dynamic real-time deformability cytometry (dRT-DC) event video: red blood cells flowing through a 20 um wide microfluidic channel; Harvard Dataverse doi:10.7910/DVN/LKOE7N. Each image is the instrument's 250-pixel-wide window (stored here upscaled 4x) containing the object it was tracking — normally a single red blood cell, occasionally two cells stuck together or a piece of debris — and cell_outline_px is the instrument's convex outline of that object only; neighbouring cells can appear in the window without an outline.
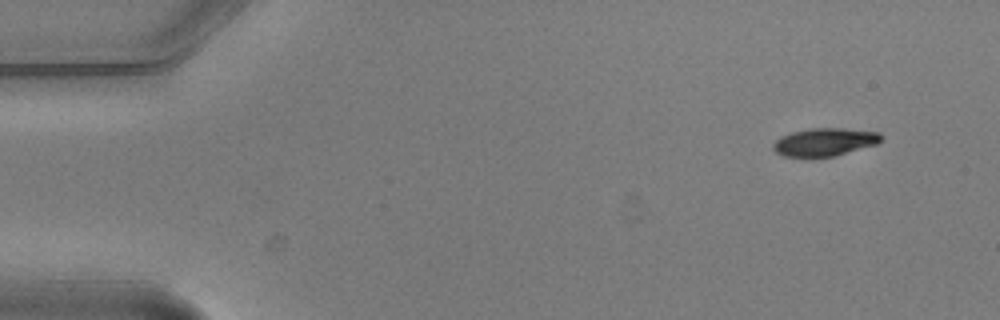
{"species": "common noctule bat (a hibernating species)", "species_latin": "Nyctalus noctula", "temperature_condition": "warm", "stored_images_in_passage": 5, "camera_frame_rate_fps": 3000, "um_per_image_px": 0.085, "animal": {"sex": "male", "body_mass_g": 20.5, "forearm_length_mm": 52.5}, "frame": {"image": 1, "passage_image": 1, "time_ms": 0.0, "image_size_px": [1000, 320], "cell_outline_px": [[880, 140], [876, 144], [836, 156], [784, 156], [776, 152], [772, 148], [772, 144], [780, 136], [792, 132], [808, 128], [844, 128], [880, 132]], "centroid_in_image_um": [70.07, 12.06], "position_along_channel_um": 14.9, "area_um2": 17.46}}
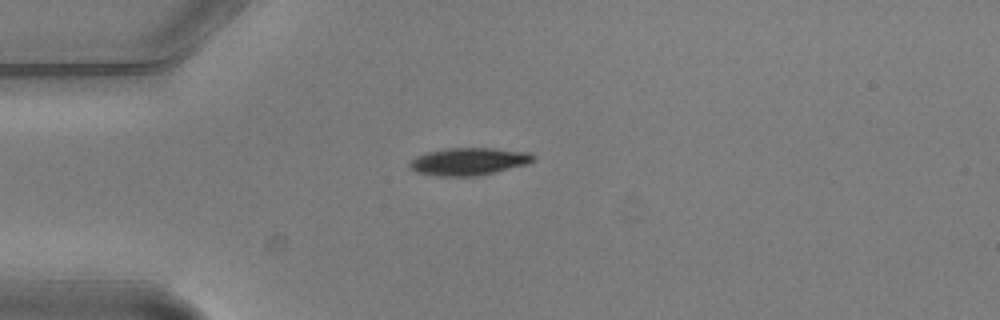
{"frame": {"image": 2, "passage_image": 4, "time_ms": 1.0, "image_size_px": [1000, 320], "cell_outline_px": [[536, 160], [528, 164], [476, 176], [436, 176], [416, 172], [408, 168], [408, 164], [416, 156], [428, 152], [448, 148], [492, 148], [528, 152], [536, 156]], "centroid_in_image_um": [39.84, 13.72], "position_along_channel_um": 45.2, "area_um2": 19.83}}